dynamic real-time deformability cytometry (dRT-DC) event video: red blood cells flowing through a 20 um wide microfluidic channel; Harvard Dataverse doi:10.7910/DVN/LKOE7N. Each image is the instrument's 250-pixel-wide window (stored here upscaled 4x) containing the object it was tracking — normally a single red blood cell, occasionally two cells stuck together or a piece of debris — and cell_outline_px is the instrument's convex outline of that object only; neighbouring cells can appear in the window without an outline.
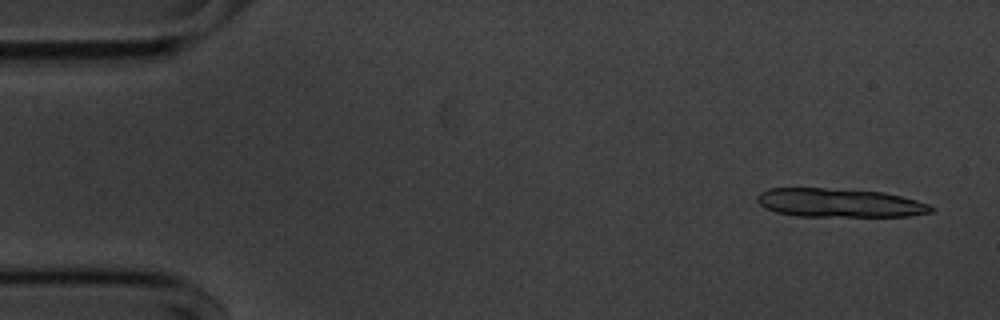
{"species": "common noctule bat (a hibernating species)", "species_latin": "Nyctalus noctula", "temperature_condition": "cold", "stored_images_in_passage": 13, "camera_frame_rate_fps": 3000, "um_per_image_px": 0.085, "animal": {"sex": "male", "body_mass_g": 20.1, "forearm_length_mm": 53.5}, "frame": {"image": 1, "passage_image": 3, "time_ms": 0.667, "image_size_px": [1000, 320], "cell_outline_px": [[936, 208], [932, 212], [908, 216], [796, 216], [776, 212], [764, 208], [756, 200], [756, 196], [760, 192], [768, 188], [824, 188], [884, 192], [916, 200], [928, 204]], "centroid_in_image_um": [71.32, 17.24], "position_along_channel_um": 13.7, "area_um2": 29.13}}